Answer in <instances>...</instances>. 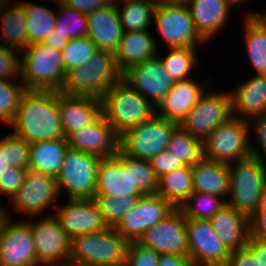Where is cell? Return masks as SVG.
Instances as JSON below:
<instances>
[{
    "label": "cell",
    "mask_w": 266,
    "mask_h": 266,
    "mask_svg": "<svg viewBox=\"0 0 266 266\" xmlns=\"http://www.w3.org/2000/svg\"><path fill=\"white\" fill-rule=\"evenodd\" d=\"M158 180L150 161L132 158L118 150L114 156L100 159L95 196L156 194Z\"/></svg>",
    "instance_id": "obj_1"
},
{
    "label": "cell",
    "mask_w": 266,
    "mask_h": 266,
    "mask_svg": "<svg viewBox=\"0 0 266 266\" xmlns=\"http://www.w3.org/2000/svg\"><path fill=\"white\" fill-rule=\"evenodd\" d=\"M10 126L12 133L29 144L67 139L61 126L58 91L27 89Z\"/></svg>",
    "instance_id": "obj_2"
},
{
    "label": "cell",
    "mask_w": 266,
    "mask_h": 266,
    "mask_svg": "<svg viewBox=\"0 0 266 266\" xmlns=\"http://www.w3.org/2000/svg\"><path fill=\"white\" fill-rule=\"evenodd\" d=\"M122 74L113 52L97 50L85 64L66 72L60 92L101 99L113 84L122 79Z\"/></svg>",
    "instance_id": "obj_3"
},
{
    "label": "cell",
    "mask_w": 266,
    "mask_h": 266,
    "mask_svg": "<svg viewBox=\"0 0 266 266\" xmlns=\"http://www.w3.org/2000/svg\"><path fill=\"white\" fill-rule=\"evenodd\" d=\"M101 100L102 114L118 136L156 115V107L124 79L113 84Z\"/></svg>",
    "instance_id": "obj_4"
},
{
    "label": "cell",
    "mask_w": 266,
    "mask_h": 266,
    "mask_svg": "<svg viewBox=\"0 0 266 266\" xmlns=\"http://www.w3.org/2000/svg\"><path fill=\"white\" fill-rule=\"evenodd\" d=\"M61 51L42 42L21 52V82L26 89L60 91L65 81Z\"/></svg>",
    "instance_id": "obj_5"
},
{
    "label": "cell",
    "mask_w": 266,
    "mask_h": 266,
    "mask_svg": "<svg viewBox=\"0 0 266 266\" xmlns=\"http://www.w3.org/2000/svg\"><path fill=\"white\" fill-rule=\"evenodd\" d=\"M128 243L113 227L75 236L71 240L70 262L84 266H125Z\"/></svg>",
    "instance_id": "obj_6"
},
{
    "label": "cell",
    "mask_w": 266,
    "mask_h": 266,
    "mask_svg": "<svg viewBox=\"0 0 266 266\" xmlns=\"http://www.w3.org/2000/svg\"><path fill=\"white\" fill-rule=\"evenodd\" d=\"M230 192L226 203L250 217L259 207L266 185V162L250 156L229 164Z\"/></svg>",
    "instance_id": "obj_7"
},
{
    "label": "cell",
    "mask_w": 266,
    "mask_h": 266,
    "mask_svg": "<svg viewBox=\"0 0 266 266\" xmlns=\"http://www.w3.org/2000/svg\"><path fill=\"white\" fill-rule=\"evenodd\" d=\"M250 125L232 116L212 131L203 142V158L230 164L250 157Z\"/></svg>",
    "instance_id": "obj_8"
},
{
    "label": "cell",
    "mask_w": 266,
    "mask_h": 266,
    "mask_svg": "<svg viewBox=\"0 0 266 266\" xmlns=\"http://www.w3.org/2000/svg\"><path fill=\"white\" fill-rule=\"evenodd\" d=\"M188 256L194 266H245L216 234L210 220L186 218Z\"/></svg>",
    "instance_id": "obj_9"
},
{
    "label": "cell",
    "mask_w": 266,
    "mask_h": 266,
    "mask_svg": "<svg viewBox=\"0 0 266 266\" xmlns=\"http://www.w3.org/2000/svg\"><path fill=\"white\" fill-rule=\"evenodd\" d=\"M216 234L226 247L245 265L260 266L261 256L250 240L249 217L225 203L210 219Z\"/></svg>",
    "instance_id": "obj_10"
},
{
    "label": "cell",
    "mask_w": 266,
    "mask_h": 266,
    "mask_svg": "<svg viewBox=\"0 0 266 266\" xmlns=\"http://www.w3.org/2000/svg\"><path fill=\"white\" fill-rule=\"evenodd\" d=\"M153 23L168 48H197L198 44H207L197 32L185 2L156 4Z\"/></svg>",
    "instance_id": "obj_11"
},
{
    "label": "cell",
    "mask_w": 266,
    "mask_h": 266,
    "mask_svg": "<svg viewBox=\"0 0 266 266\" xmlns=\"http://www.w3.org/2000/svg\"><path fill=\"white\" fill-rule=\"evenodd\" d=\"M177 123L155 115L147 122L125 131L119 136V150L132 158L150 161L166 150Z\"/></svg>",
    "instance_id": "obj_12"
},
{
    "label": "cell",
    "mask_w": 266,
    "mask_h": 266,
    "mask_svg": "<svg viewBox=\"0 0 266 266\" xmlns=\"http://www.w3.org/2000/svg\"><path fill=\"white\" fill-rule=\"evenodd\" d=\"M100 159L95 155L69 148L56 177L60 196L65 192L67 199H93Z\"/></svg>",
    "instance_id": "obj_13"
},
{
    "label": "cell",
    "mask_w": 266,
    "mask_h": 266,
    "mask_svg": "<svg viewBox=\"0 0 266 266\" xmlns=\"http://www.w3.org/2000/svg\"><path fill=\"white\" fill-rule=\"evenodd\" d=\"M59 197L56 177L28 169L22 186L10 202L13 213L37 218L43 213L45 216L53 215L51 212L46 213L51 205L55 207Z\"/></svg>",
    "instance_id": "obj_14"
},
{
    "label": "cell",
    "mask_w": 266,
    "mask_h": 266,
    "mask_svg": "<svg viewBox=\"0 0 266 266\" xmlns=\"http://www.w3.org/2000/svg\"><path fill=\"white\" fill-rule=\"evenodd\" d=\"M231 117L229 90L210 92L209 87L180 123V126L193 137L204 142L212 131Z\"/></svg>",
    "instance_id": "obj_15"
},
{
    "label": "cell",
    "mask_w": 266,
    "mask_h": 266,
    "mask_svg": "<svg viewBox=\"0 0 266 266\" xmlns=\"http://www.w3.org/2000/svg\"><path fill=\"white\" fill-rule=\"evenodd\" d=\"M30 219V220H29ZM30 224L35 242L37 264L39 266H57L70 261L71 239L63 230L61 221L53 214L42 216ZM35 219V221H34Z\"/></svg>",
    "instance_id": "obj_16"
},
{
    "label": "cell",
    "mask_w": 266,
    "mask_h": 266,
    "mask_svg": "<svg viewBox=\"0 0 266 266\" xmlns=\"http://www.w3.org/2000/svg\"><path fill=\"white\" fill-rule=\"evenodd\" d=\"M9 213L5 208L0 224V265L39 266L30 224L23 219L12 220Z\"/></svg>",
    "instance_id": "obj_17"
},
{
    "label": "cell",
    "mask_w": 266,
    "mask_h": 266,
    "mask_svg": "<svg viewBox=\"0 0 266 266\" xmlns=\"http://www.w3.org/2000/svg\"><path fill=\"white\" fill-rule=\"evenodd\" d=\"M175 207L158 194L144 195L113 227L128 242L139 241L144 233L162 221Z\"/></svg>",
    "instance_id": "obj_18"
},
{
    "label": "cell",
    "mask_w": 266,
    "mask_h": 266,
    "mask_svg": "<svg viewBox=\"0 0 266 266\" xmlns=\"http://www.w3.org/2000/svg\"><path fill=\"white\" fill-rule=\"evenodd\" d=\"M138 242L159 254L188 256L186 217L182 210L175 208L147 230Z\"/></svg>",
    "instance_id": "obj_19"
},
{
    "label": "cell",
    "mask_w": 266,
    "mask_h": 266,
    "mask_svg": "<svg viewBox=\"0 0 266 266\" xmlns=\"http://www.w3.org/2000/svg\"><path fill=\"white\" fill-rule=\"evenodd\" d=\"M122 79L155 107L175 84L158 56L130 67Z\"/></svg>",
    "instance_id": "obj_20"
},
{
    "label": "cell",
    "mask_w": 266,
    "mask_h": 266,
    "mask_svg": "<svg viewBox=\"0 0 266 266\" xmlns=\"http://www.w3.org/2000/svg\"><path fill=\"white\" fill-rule=\"evenodd\" d=\"M67 201L63 206L57 207L56 204L52 212L71 240L75 236L101 232L109 227L92 199L68 198Z\"/></svg>",
    "instance_id": "obj_21"
},
{
    "label": "cell",
    "mask_w": 266,
    "mask_h": 266,
    "mask_svg": "<svg viewBox=\"0 0 266 266\" xmlns=\"http://www.w3.org/2000/svg\"><path fill=\"white\" fill-rule=\"evenodd\" d=\"M67 141L70 149L100 158L114 156L119 150V136L103 114L94 123L71 133Z\"/></svg>",
    "instance_id": "obj_22"
},
{
    "label": "cell",
    "mask_w": 266,
    "mask_h": 266,
    "mask_svg": "<svg viewBox=\"0 0 266 266\" xmlns=\"http://www.w3.org/2000/svg\"><path fill=\"white\" fill-rule=\"evenodd\" d=\"M208 80L198 83L191 77L184 81H176L156 107V115L180 125L207 88L211 86V81Z\"/></svg>",
    "instance_id": "obj_23"
},
{
    "label": "cell",
    "mask_w": 266,
    "mask_h": 266,
    "mask_svg": "<svg viewBox=\"0 0 266 266\" xmlns=\"http://www.w3.org/2000/svg\"><path fill=\"white\" fill-rule=\"evenodd\" d=\"M58 108L64 137L94 123L102 115V100L89 96H71L58 91Z\"/></svg>",
    "instance_id": "obj_24"
},
{
    "label": "cell",
    "mask_w": 266,
    "mask_h": 266,
    "mask_svg": "<svg viewBox=\"0 0 266 266\" xmlns=\"http://www.w3.org/2000/svg\"><path fill=\"white\" fill-rule=\"evenodd\" d=\"M87 20V37L95 44L97 50L115 53L124 33L116 2L87 14Z\"/></svg>",
    "instance_id": "obj_25"
},
{
    "label": "cell",
    "mask_w": 266,
    "mask_h": 266,
    "mask_svg": "<svg viewBox=\"0 0 266 266\" xmlns=\"http://www.w3.org/2000/svg\"><path fill=\"white\" fill-rule=\"evenodd\" d=\"M185 3L197 32L207 43L226 26L230 9L235 7L230 0H186Z\"/></svg>",
    "instance_id": "obj_26"
},
{
    "label": "cell",
    "mask_w": 266,
    "mask_h": 266,
    "mask_svg": "<svg viewBox=\"0 0 266 266\" xmlns=\"http://www.w3.org/2000/svg\"><path fill=\"white\" fill-rule=\"evenodd\" d=\"M229 93L232 116L249 120L266 112V75H253Z\"/></svg>",
    "instance_id": "obj_27"
},
{
    "label": "cell",
    "mask_w": 266,
    "mask_h": 266,
    "mask_svg": "<svg viewBox=\"0 0 266 266\" xmlns=\"http://www.w3.org/2000/svg\"><path fill=\"white\" fill-rule=\"evenodd\" d=\"M157 46L150 30L124 31L119 47L114 53L119 69L123 73L134 65L156 57L159 52Z\"/></svg>",
    "instance_id": "obj_28"
},
{
    "label": "cell",
    "mask_w": 266,
    "mask_h": 266,
    "mask_svg": "<svg viewBox=\"0 0 266 266\" xmlns=\"http://www.w3.org/2000/svg\"><path fill=\"white\" fill-rule=\"evenodd\" d=\"M191 169L193 191L213 194L227 201L230 192L229 164L202 158Z\"/></svg>",
    "instance_id": "obj_29"
},
{
    "label": "cell",
    "mask_w": 266,
    "mask_h": 266,
    "mask_svg": "<svg viewBox=\"0 0 266 266\" xmlns=\"http://www.w3.org/2000/svg\"><path fill=\"white\" fill-rule=\"evenodd\" d=\"M244 44L255 75H266V16L245 14L243 19Z\"/></svg>",
    "instance_id": "obj_30"
},
{
    "label": "cell",
    "mask_w": 266,
    "mask_h": 266,
    "mask_svg": "<svg viewBox=\"0 0 266 266\" xmlns=\"http://www.w3.org/2000/svg\"><path fill=\"white\" fill-rule=\"evenodd\" d=\"M29 170L57 177L69 149L67 139L31 143Z\"/></svg>",
    "instance_id": "obj_31"
},
{
    "label": "cell",
    "mask_w": 266,
    "mask_h": 266,
    "mask_svg": "<svg viewBox=\"0 0 266 266\" xmlns=\"http://www.w3.org/2000/svg\"><path fill=\"white\" fill-rule=\"evenodd\" d=\"M27 18L24 5L21 2H15L12 7H8L0 13V44L18 50L24 51L28 46Z\"/></svg>",
    "instance_id": "obj_32"
},
{
    "label": "cell",
    "mask_w": 266,
    "mask_h": 266,
    "mask_svg": "<svg viewBox=\"0 0 266 266\" xmlns=\"http://www.w3.org/2000/svg\"><path fill=\"white\" fill-rule=\"evenodd\" d=\"M193 192V180L191 166H184L165 174L158 180V190L156 194L169 201L175 208H180L182 204L191 196Z\"/></svg>",
    "instance_id": "obj_33"
},
{
    "label": "cell",
    "mask_w": 266,
    "mask_h": 266,
    "mask_svg": "<svg viewBox=\"0 0 266 266\" xmlns=\"http://www.w3.org/2000/svg\"><path fill=\"white\" fill-rule=\"evenodd\" d=\"M115 2L124 31H146L151 28L156 6L154 0H115Z\"/></svg>",
    "instance_id": "obj_34"
},
{
    "label": "cell",
    "mask_w": 266,
    "mask_h": 266,
    "mask_svg": "<svg viewBox=\"0 0 266 266\" xmlns=\"http://www.w3.org/2000/svg\"><path fill=\"white\" fill-rule=\"evenodd\" d=\"M27 18V34L29 45L43 42L53 31L56 23V11L35 3L21 2Z\"/></svg>",
    "instance_id": "obj_35"
},
{
    "label": "cell",
    "mask_w": 266,
    "mask_h": 266,
    "mask_svg": "<svg viewBox=\"0 0 266 266\" xmlns=\"http://www.w3.org/2000/svg\"><path fill=\"white\" fill-rule=\"evenodd\" d=\"M166 150L186 166L203 158V142L178 125L170 136Z\"/></svg>",
    "instance_id": "obj_36"
},
{
    "label": "cell",
    "mask_w": 266,
    "mask_h": 266,
    "mask_svg": "<svg viewBox=\"0 0 266 266\" xmlns=\"http://www.w3.org/2000/svg\"><path fill=\"white\" fill-rule=\"evenodd\" d=\"M170 49L168 55L160 57L166 71L170 74L171 78L176 81H184L191 79L190 74L194 69H198L200 61L197 55V48L192 47H177Z\"/></svg>",
    "instance_id": "obj_37"
},
{
    "label": "cell",
    "mask_w": 266,
    "mask_h": 266,
    "mask_svg": "<svg viewBox=\"0 0 266 266\" xmlns=\"http://www.w3.org/2000/svg\"><path fill=\"white\" fill-rule=\"evenodd\" d=\"M56 23L53 31H59L69 39L86 37L88 35L87 14L65 5L62 1L56 3Z\"/></svg>",
    "instance_id": "obj_38"
},
{
    "label": "cell",
    "mask_w": 266,
    "mask_h": 266,
    "mask_svg": "<svg viewBox=\"0 0 266 266\" xmlns=\"http://www.w3.org/2000/svg\"><path fill=\"white\" fill-rule=\"evenodd\" d=\"M226 201L219 196L193 191L180 209L188 219L210 220Z\"/></svg>",
    "instance_id": "obj_39"
},
{
    "label": "cell",
    "mask_w": 266,
    "mask_h": 266,
    "mask_svg": "<svg viewBox=\"0 0 266 266\" xmlns=\"http://www.w3.org/2000/svg\"><path fill=\"white\" fill-rule=\"evenodd\" d=\"M144 195H128L126 197L94 196L93 201L98 207L105 223L114 227L120 218Z\"/></svg>",
    "instance_id": "obj_40"
},
{
    "label": "cell",
    "mask_w": 266,
    "mask_h": 266,
    "mask_svg": "<svg viewBox=\"0 0 266 266\" xmlns=\"http://www.w3.org/2000/svg\"><path fill=\"white\" fill-rule=\"evenodd\" d=\"M25 85L19 80L0 79V120L8 125L13 122Z\"/></svg>",
    "instance_id": "obj_41"
},
{
    "label": "cell",
    "mask_w": 266,
    "mask_h": 266,
    "mask_svg": "<svg viewBox=\"0 0 266 266\" xmlns=\"http://www.w3.org/2000/svg\"><path fill=\"white\" fill-rule=\"evenodd\" d=\"M96 51L95 44L87 36L70 39L61 51L65 72L85 64Z\"/></svg>",
    "instance_id": "obj_42"
},
{
    "label": "cell",
    "mask_w": 266,
    "mask_h": 266,
    "mask_svg": "<svg viewBox=\"0 0 266 266\" xmlns=\"http://www.w3.org/2000/svg\"><path fill=\"white\" fill-rule=\"evenodd\" d=\"M5 149L6 162L9 167H22L28 169L30 159V145L21 137L10 133L0 139Z\"/></svg>",
    "instance_id": "obj_43"
},
{
    "label": "cell",
    "mask_w": 266,
    "mask_h": 266,
    "mask_svg": "<svg viewBox=\"0 0 266 266\" xmlns=\"http://www.w3.org/2000/svg\"><path fill=\"white\" fill-rule=\"evenodd\" d=\"M160 256L161 254L138 241L129 242L125 266H159Z\"/></svg>",
    "instance_id": "obj_44"
},
{
    "label": "cell",
    "mask_w": 266,
    "mask_h": 266,
    "mask_svg": "<svg viewBox=\"0 0 266 266\" xmlns=\"http://www.w3.org/2000/svg\"><path fill=\"white\" fill-rule=\"evenodd\" d=\"M0 79H21V52L0 44Z\"/></svg>",
    "instance_id": "obj_45"
},
{
    "label": "cell",
    "mask_w": 266,
    "mask_h": 266,
    "mask_svg": "<svg viewBox=\"0 0 266 266\" xmlns=\"http://www.w3.org/2000/svg\"><path fill=\"white\" fill-rule=\"evenodd\" d=\"M250 133L256 136V142L250 141L251 154L255 158L266 162V112L256 115L248 120Z\"/></svg>",
    "instance_id": "obj_46"
},
{
    "label": "cell",
    "mask_w": 266,
    "mask_h": 266,
    "mask_svg": "<svg viewBox=\"0 0 266 266\" xmlns=\"http://www.w3.org/2000/svg\"><path fill=\"white\" fill-rule=\"evenodd\" d=\"M249 225L252 246L262 257L266 253V211H255L249 217Z\"/></svg>",
    "instance_id": "obj_47"
},
{
    "label": "cell",
    "mask_w": 266,
    "mask_h": 266,
    "mask_svg": "<svg viewBox=\"0 0 266 266\" xmlns=\"http://www.w3.org/2000/svg\"><path fill=\"white\" fill-rule=\"evenodd\" d=\"M27 170L22 167H9L0 175V194L9 197V200L20 189L23 180L27 174Z\"/></svg>",
    "instance_id": "obj_48"
},
{
    "label": "cell",
    "mask_w": 266,
    "mask_h": 266,
    "mask_svg": "<svg viewBox=\"0 0 266 266\" xmlns=\"http://www.w3.org/2000/svg\"><path fill=\"white\" fill-rule=\"evenodd\" d=\"M150 163L158 179L165 174L171 173L174 170L185 166L180 160H178V158L171 155L167 150H164L153 157L150 160Z\"/></svg>",
    "instance_id": "obj_49"
},
{
    "label": "cell",
    "mask_w": 266,
    "mask_h": 266,
    "mask_svg": "<svg viewBox=\"0 0 266 266\" xmlns=\"http://www.w3.org/2000/svg\"><path fill=\"white\" fill-rule=\"evenodd\" d=\"M65 5H68L81 13L89 14L96 9L107 7L115 0H61Z\"/></svg>",
    "instance_id": "obj_50"
},
{
    "label": "cell",
    "mask_w": 266,
    "mask_h": 266,
    "mask_svg": "<svg viewBox=\"0 0 266 266\" xmlns=\"http://www.w3.org/2000/svg\"><path fill=\"white\" fill-rule=\"evenodd\" d=\"M159 266H194L189 256L161 254Z\"/></svg>",
    "instance_id": "obj_51"
},
{
    "label": "cell",
    "mask_w": 266,
    "mask_h": 266,
    "mask_svg": "<svg viewBox=\"0 0 266 266\" xmlns=\"http://www.w3.org/2000/svg\"><path fill=\"white\" fill-rule=\"evenodd\" d=\"M70 39L59 31H52L42 43L62 51Z\"/></svg>",
    "instance_id": "obj_52"
},
{
    "label": "cell",
    "mask_w": 266,
    "mask_h": 266,
    "mask_svg": "<svg viewBox=\"0 0 266 266\" xmlns=\"http://www.w3.org/2000/svg\"><path fill=\"white\" fill-rule=\"evenodd\" d=\"M9 168V163L6 162L5 149L0 144V175L3 174Z\"/></svg>",
    "instance_id": "obj_53"
},
{
    "label": "cell",
    "mask_w": 266,
    "mask_h": 266,
    "mask_svg": "<svg viewBox=\"0 0 266 266\" xmlns=\"http://www.w3.org/2000/svg\"><path fill=\"white\" fill-rule=\"evenodd\" d=\"M256 211H266V185L260 199L259 207Z\"/></svg>",
    "instance_id": "obj_54"
},
{
    "label": "cell",
    "mask_w": 266,
    "mask_h": 266,
    "mask_svg": "<svg viewBox=\"0 0 266 266\" xmlns=\"http://www.w3.org/2000/svg\"><path fill=\"white\" fill-rule=\"evenodd\" d=\"M13 1V2H12ZM11 2V4H10ZM16 2V0H0V13L7 9L8 7L12 6V4H14ZM8 3V4H7ZM10 4V5H9Z\"/></svg>",
    "instance_id": "obj_55"
},
{
    "label": "cell",
    "mask_w": 266,
    "mask_h": 266,
    "mask_svg": "<svg viewBox=\"0 0 266 266\" xmlns=\"http://www.w3.org/2000/svg\"><path fill=\"white\" fill-rule=\"evenodd\" d=\"M156 4H162V3H182L186 2V0H154Z\"/></svg>",
    "instance_id": "obj_56"
},
{
    "label": "cell",
    "mask_w": 266,
    "mask_h": 266,
    "mask_svg": "<svg viewBox=\"0 0 266 266\" xmlns=\"http://www.w3.org/2000/svg\"><path fill=\"white\" fill-rule=\"evenodd\" d=\"M5 208H3L0 204V224L2 222V220L5 218Z\"/></svg>",
    "instance_id": "obj_57"
},
{
    "label": "cell",
    "mask_w": 266,
    "mask_h": 266,
    "mask_svg": "<svg viewBox=\"0 0 266 266\" xmlns=\"http://www.w3.org/2000/svg\"><path fill=\"white\" fill-rule=\"evenodd\" d=\"M57 266H84V265H80V264H76V263H73V262H66V263H62L60 265H57Z\"/></svg>",
    "instance_id": "obj_58"
},
{
    "label": "cell",
    "mask_w": 266,
    "mask_h": 266,
    "mask_svg": "<svg viewBox=\"0 0 266 266\" xmlns=\"http://www.w3.org/2000/svg\"><path fill=\"white\" fill-rule=\"evenodd\" d=\"M231 1V3L235 6H240V4H242L243 2H245L246 3V1H248V0H230Z\"/></svg>",
    "instance_id": "obj_59"
},
{
    "label": "cell",
    "mask_w": 266,
    "mask_h": 266,
    "mask_svg": "<svg viewBox=\"0 0 266 266\" xmlns=\"http://www.w3.org/2000/svg\"><path fill=\"white\" fill-rule=\"evenodd\" d=\"M260 266H266V253L261 257Z\"/></svg>",
    "instance_id": "obj_60"
},
{
    "label": "cell",
    "mask_w": 266,
    "mask_h": 266,
    "mask_svg": "<svg viewBox=\"0 0 266 266\" xmlns=\"http://www.w3.org/2000/svg\"><path fill=\"white\" fill-rule=\"evenodd\" d=\"M259 12V13H258ZM258 12H253V11H250V12H246L245 14H264L266 16V10L264 9L263 11H258Z\"/></svg>",
    "instance_id": "obj_61"
},
{
    "label": "cell",
    "mask_w": 266,
    "mask_h": 266,
    "mask_svg": "<svg viewBox=\"0 0 266 266\" xmlns=\"http://www.w3.org/2000/svg\"><path fill=\"white\" fill-rule=\"evenodd\" d=\"M55 4L58 2V1H61V0H52Z\"/></svg>",
    "instance_id": "obj_62"
}]
</instances>
